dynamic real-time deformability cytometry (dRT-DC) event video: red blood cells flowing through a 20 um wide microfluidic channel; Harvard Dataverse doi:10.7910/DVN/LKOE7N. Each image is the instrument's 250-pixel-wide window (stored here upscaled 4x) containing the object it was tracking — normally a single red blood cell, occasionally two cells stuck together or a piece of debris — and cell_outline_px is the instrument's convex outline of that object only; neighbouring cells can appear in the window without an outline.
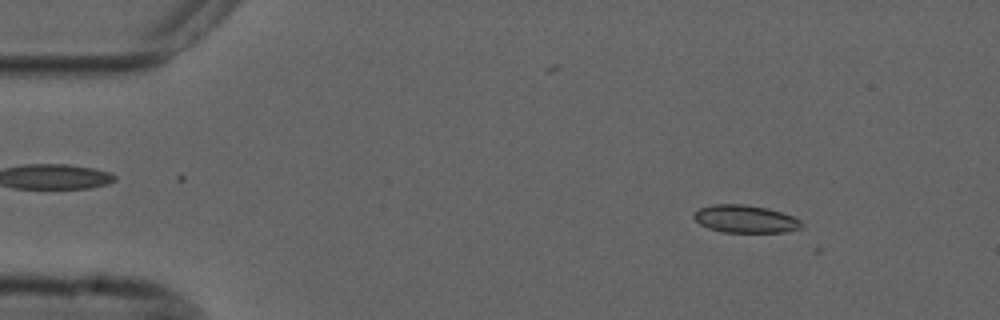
{"species": "common noctule bat (a hibernating species)", "species_latin": "Nyctalus noctula", "temperature_condition": "cold", "stored_images_in_passage": 6, "camera_frame_rate_fps": 3000, "um_per_image_px": 0.085, "animal": {"sex": "male", "forearm_length_mm": 52.5}, "frame": {"image": 1, "passage_image": 3, "time_ms": 2.333, "image_size_px": [1000, 320], "cell_outline_px": [[804, 228], [788, 232], [720, 232], [708, 228], [700, 224], [692, 216], [700, 208], [712, 204], [744, 204], [768, 208], [792, 216], [800, 220]], "centroid_in_image_um": [63.37, 18.62], "position_along_channel_um": 21.6, "area_um2": 17.46}}